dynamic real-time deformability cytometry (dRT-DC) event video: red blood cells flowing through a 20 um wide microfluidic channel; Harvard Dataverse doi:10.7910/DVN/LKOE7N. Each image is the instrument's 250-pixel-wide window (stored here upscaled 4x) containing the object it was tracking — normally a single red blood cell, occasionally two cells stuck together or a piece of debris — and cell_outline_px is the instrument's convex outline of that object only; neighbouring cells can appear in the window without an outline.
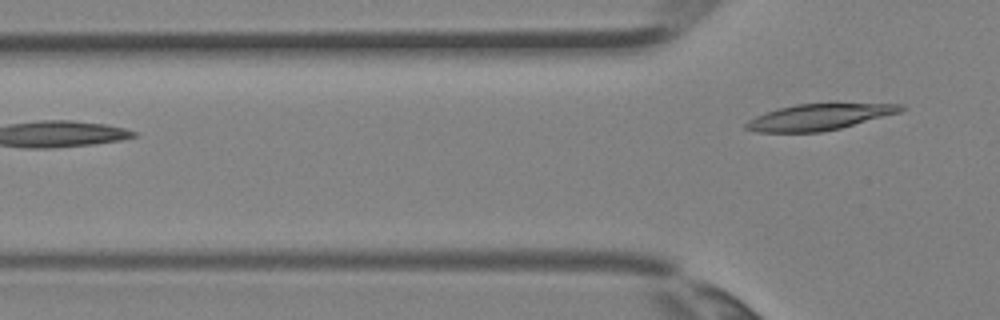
{"species": "Egyptian fruit bat (a non-hibernating species)", "species_latin": "Rousettus aegyptiacus", "temperature_condition": "room temperature", "stored_images_in_passage": 3, "camera_frame_rate_fps": 3000, "um_per_image_px": 0.085, "animal": {"sex": "female"}, "frame": {"image": 1, "passage_image": 3, "time_ms": 0.667, "image_size_px": [1000, 320], "cell_outline_px": [[904, 108], [900, 112], [840, 128], [820, 132], [756, 132], [744, 128], [744, 124], [748, 120], [756, 116], [780, 108], [796, 104], [900, 104]], "centroid_in_image_um": [69.56, 9.96], "position_along_channel_um": 56.2, "area_um2": 23.06}}